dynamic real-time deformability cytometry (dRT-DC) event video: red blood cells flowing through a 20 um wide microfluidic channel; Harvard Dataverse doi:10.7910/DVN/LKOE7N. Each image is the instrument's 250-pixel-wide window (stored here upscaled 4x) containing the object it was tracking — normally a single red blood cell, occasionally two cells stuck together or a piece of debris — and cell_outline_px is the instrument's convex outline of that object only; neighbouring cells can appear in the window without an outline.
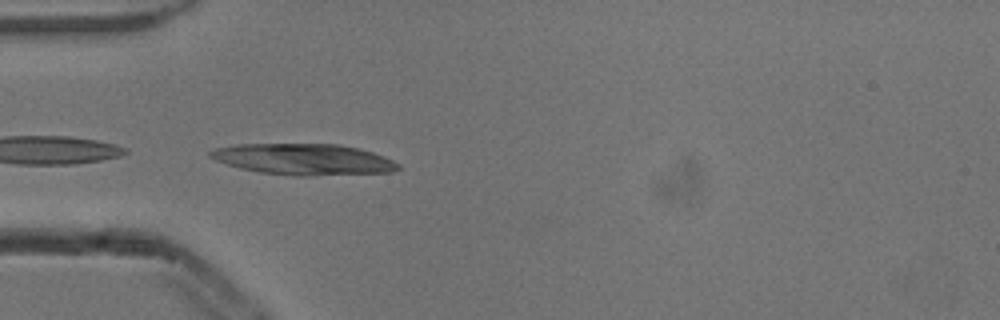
{"species": "common noctule bat (a hibernating species)", "species_latin": "Nyctalus noctula", "temperature_condition": "cold", "stored_images_in_passage": 4, "camera_frame_rate_fps": 3000, "um_per_image_px": 0.085, "animal": {"sex": "male", "body_mass_g": 13.3}, "frame": {"image": 1, "passage_image": 4, "time_ms": 1.0, "image_size_px": [1000, 320], "cell_outline_px": [[400, 168], [392, 172], [312, 176], [296, 176], [260, 172], [240, 168], [216, 160], [208, 156], [208, 152], [212, 148], [236, 144], [340, 144], [360, 148], [384, 156], [400, 164]], "centroid_in_image_um": [25.81, 13.54], "position_along_channel_um": 59.2, "area_um2": 34.33}}